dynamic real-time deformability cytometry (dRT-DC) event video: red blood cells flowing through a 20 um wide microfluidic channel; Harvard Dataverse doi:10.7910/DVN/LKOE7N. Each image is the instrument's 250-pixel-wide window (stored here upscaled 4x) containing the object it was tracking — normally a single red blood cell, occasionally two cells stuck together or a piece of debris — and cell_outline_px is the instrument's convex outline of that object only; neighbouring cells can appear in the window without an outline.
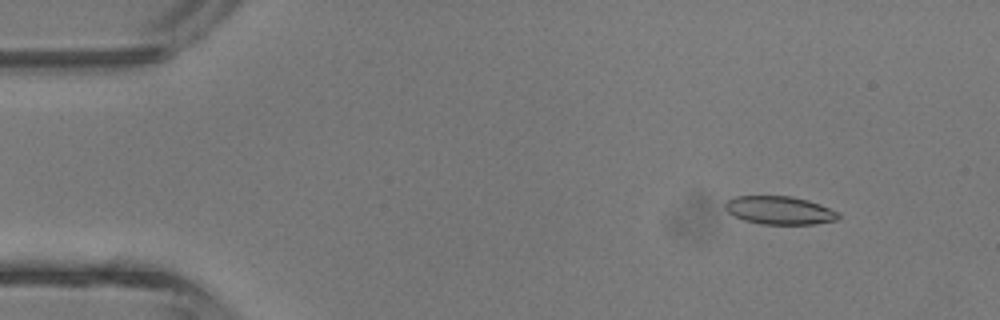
{"species": "common noctule bat (a hibernating species)", "species_latin": "Nyctalus noctula", "temperature_condition": "room temperature", "stored_images_in_passage": 4, "camera_frame_rate_fps": 3000, "um_per_image_px": 0.085, "animal": {"sex": "male", "body_mass_g": 13.3}, "frame": {"image": 1, "passage_image": 2, "time_ms": 1.0, "image_size_px": [1000, 320], "cell_outline_px": [[840, 216], [836, 220], [816, 224], [760, 224], [744, 220], [728, 212], [724, 208], [724, 204], [732, 196], [792, 196], [808, 200], [820, 204], [840, 212]], "centroid_in_image_um": [66.27, 17.87], "position_along_channel_um": 18.7, "area_um2": 18.73}}